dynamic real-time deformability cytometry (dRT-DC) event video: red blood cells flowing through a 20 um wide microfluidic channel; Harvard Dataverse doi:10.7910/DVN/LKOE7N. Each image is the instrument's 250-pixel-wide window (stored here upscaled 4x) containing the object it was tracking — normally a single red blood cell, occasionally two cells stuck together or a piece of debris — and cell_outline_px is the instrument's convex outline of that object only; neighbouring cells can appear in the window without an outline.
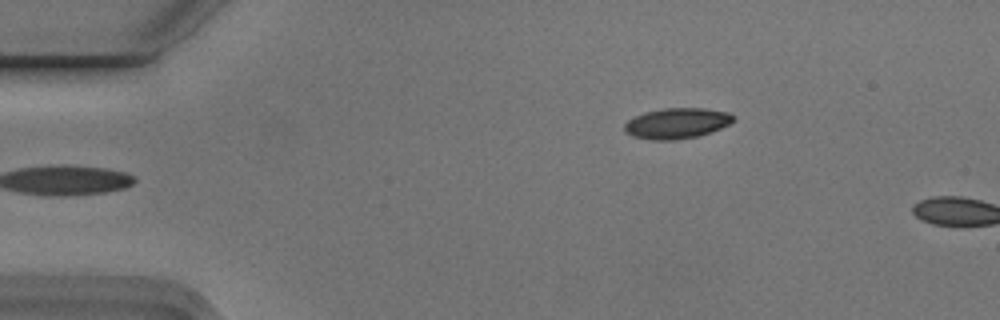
{"species": "Egyptian fruit bat (a non-hibernating species)", "species_latin": "Rousettus aegyptiacus", "temperature_condition": "cold", "stored_images_in_passage": 4, "camera_frame_rate_fps": 3000, "um_per_image_px": 0.085, "animal": {"sex": "male"}, "frame": {"image": 1, "passage_image": 4, "time_ms": 1.0, "image_size_px": [1000, 320], "cell_outline_px": [[736, 116], [728, 124], [720, 128], [696, 136], [676, 140], [652, 140], [632, 136], [624, 132], [624, 124], [628, 120], [644, 112], [664, 108], [704, 108], [728, 112]], "centroid_in_image_um": [57.49, 10.47], "position_along_channel_um": 27.5, "area_um2": 19.31}}